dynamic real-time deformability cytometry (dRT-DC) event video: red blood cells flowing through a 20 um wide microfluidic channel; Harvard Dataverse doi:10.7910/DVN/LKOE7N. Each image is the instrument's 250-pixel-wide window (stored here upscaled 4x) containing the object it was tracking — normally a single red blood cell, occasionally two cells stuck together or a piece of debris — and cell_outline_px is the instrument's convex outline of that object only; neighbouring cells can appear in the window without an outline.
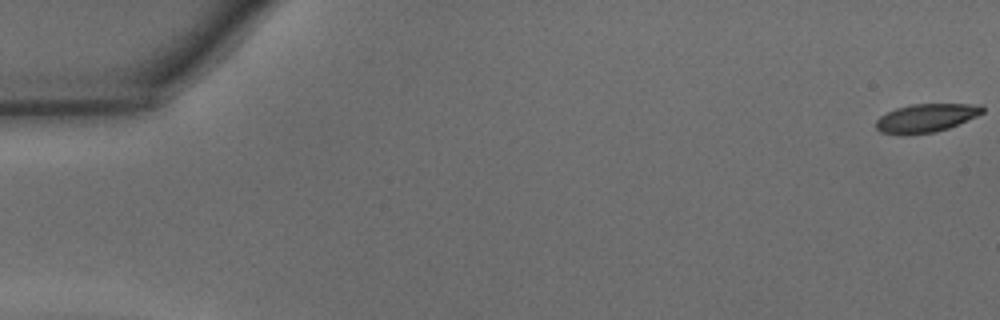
{"species": "common noctule bat (a hibernating species)", "species_latin": "Nyctalus noctula", "temperature_condition": "warm", "stored_images_in_passage": 47, "camera_frame_rate_fps": 3000, "um_per_image_px": 0.085, "animal": {"sex": "male", "body_mass_g": 15.6}, "frame": {"image": 1, "passage_image": 1, "time_ms": 0.0, "image_size_px": [1000, 320], "cell_outline_px": [[984, 112], [976, 116], [948, 128], [936, 132], [880, 132], [876, 128], [876, 120], [880, 116], [896, 108], [912, 104], [984, 104]], "centroid_in_image_um": [78.78, 9.98], "position_along_channel_um": 6.2, "area_um2": 16.99}}
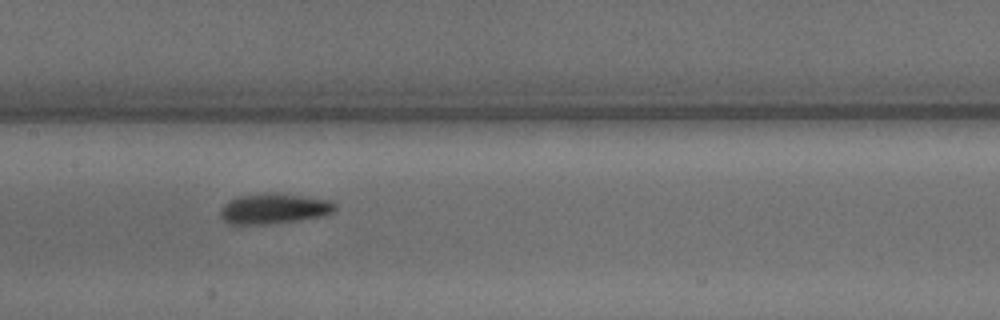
{"frame": {"image": 2, "passage_image": 24, "time_ms": 7.667, "image_size_px": [1000, 320], "cell_outline_px": [[336, 212], [320, 216], [300, 220], [268, 224], [232, 224], [224, 220], [220, 216], [220, 208], [228, 200], [236, 196], [304, 196], [328, 200], [336, 204]], "centroid_in_image_um": [23.28, 17.78], "position_along_channel_um": 184.1, "area_um2": 19.42}}
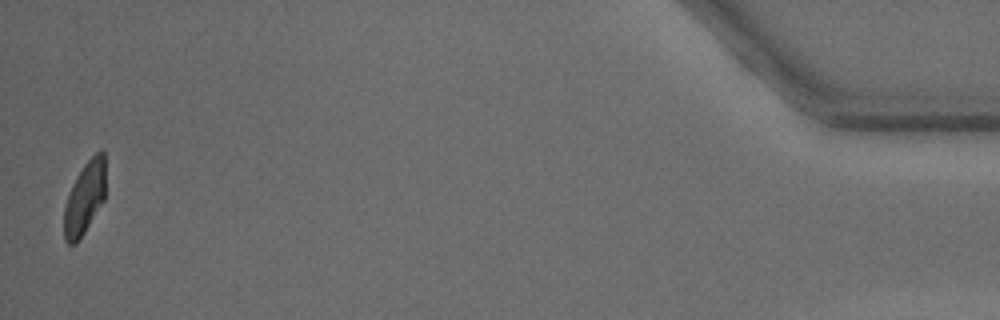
{"frame": {"image": 3, "passage_image": 47, "time_ms": 15.333, "image_size_px": [1000, 320], "cell_outline_px": [[104, 200], [84, 232], [76, 244], [68, 244], [64, 240], [64, 208], [72, 184], [84, 164], [100, 148], [104, 148]], "centroid_in_image_um": [7.19, 16.82], "position_along_channel_um": 428.0, "area_um2": 17.34}, "authors_computed_cell_mechanics": {"area_um2": 19.3052, "velocity_mm_per_s": 4.3464, "shape_relaxation_time_tau1_ms": 2.871, "shape_relaxation_time_tau2_ms": 1.79, "deformation_change_tau1": 0.1513, "deformation_change_tau2": 0.0752}}